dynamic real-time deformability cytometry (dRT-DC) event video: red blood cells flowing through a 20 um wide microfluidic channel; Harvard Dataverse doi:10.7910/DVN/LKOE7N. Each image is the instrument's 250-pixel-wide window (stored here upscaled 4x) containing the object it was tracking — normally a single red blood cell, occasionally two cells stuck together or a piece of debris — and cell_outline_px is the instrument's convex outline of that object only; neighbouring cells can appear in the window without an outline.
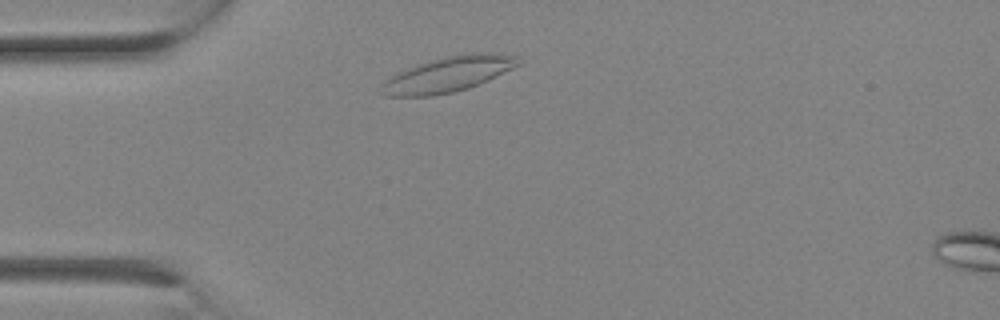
{"species": "Egyptian fruit bat (a non-hibernating species)", "species_latin": "Rousettus aegyptiacus", "temperature_condition": "room temperature", "stored_images_in_passage": 2, "camera_frame_rate_fps": 3000, "um_per_image_px": 0.085, "animal": {"sex": "female"}, "frame": {"image": 1, "passage_image": 1, "time_ms": 0.0, "image_size_px": [1000, 320], "cell_outline_px": [[520, 64], [488, 80], [468, 88], [452, 92], [432, 96], [384, 96], [380, 92], [380, 84], [384, 80], [396, 72], [428, 60], [448, 56], [472, 52], [488, 52], [520, 56]], "centroid_in_image_um": [38.05, 6.31], "position_along_channel_um": 46.9, "area_um2": 28.32}}